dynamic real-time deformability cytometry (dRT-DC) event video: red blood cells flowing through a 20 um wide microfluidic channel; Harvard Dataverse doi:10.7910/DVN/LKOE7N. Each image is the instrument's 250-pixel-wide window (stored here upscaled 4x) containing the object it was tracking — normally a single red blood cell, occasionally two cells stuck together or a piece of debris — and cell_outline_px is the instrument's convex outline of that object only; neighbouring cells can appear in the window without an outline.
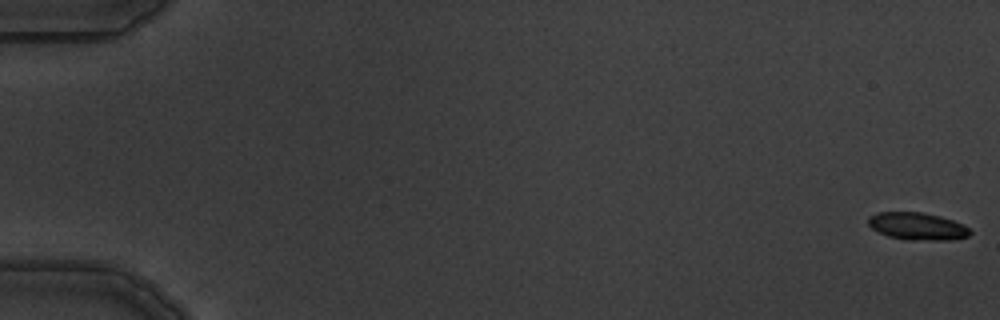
{"species": "common noctule bat (a hibernating species)", "species_latin": "Nyctalus noctula", "temperature_condition": "warm", "stored_images_in_passage": 7, "camera_frame_rate_fps": 3000, "um_per_image_px": 0.085, "animal": {"sex": "male", "body_mass_g": 19.5, "forearm_length_mm": 54.6}, "frame": {"image": 1, "passage_image": 1, "time_ms": 0.0, "image_size_px": [1000, 320], "cell_outline_px": [[972, 232], [968, 236], [952, 240], [908, 240], [888, 236], [872, 228], [868, 224], [868, 216], [880, 212], [920, 212], [940, 216], [964, 224]], "centroid_in_image_um": [77.99, 19.23], "position_along_channel_um": 7.0, "area_um2": 16.24}}